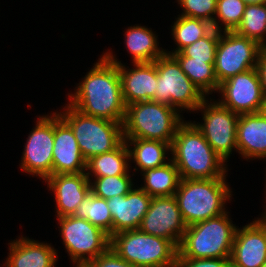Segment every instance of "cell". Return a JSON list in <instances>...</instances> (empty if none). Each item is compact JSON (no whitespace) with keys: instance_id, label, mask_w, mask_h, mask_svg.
Wrapping results in <instances>:
<instances>
[{"instance_id":"1","label":"cell","mask_w":266,"mask_h":267,"mask_svg":"<svg viewBox=\"0 0 266 267\" xmlns=\"http://www.w3.org/2000/svg\"><path fill=\"white\" fill-rule=\"evenodd\" d=\"M68 97L69 104L86 115L114 122L124 121L126 105L118 66L104 55L77 84L74 94H68Z\"/></svg>"},{"instance_id":"2","label":"cell","mask_w":266,"mask_h":267,"mask_svg":"<svg viewBox=\"0 0 266 267\" xmlns=\"http://www.w3.org/2000/svg\"><path fill=\"white\" fill-rule=\"evenodd\" d=\"M171 154L181 179H217L227 176L226 162L214 152L192 121H183L177 128Z\"/></svg>"},{"instance_id":"3","label":"cell","mask_w":266,"mask_h":267,"mask_svg":"<svg viewBox=\"0 0 266 267\" xmlns=\"http://www.w3.org/2000/svg\"><path fill=\"white\" fill-rule=\"evenodd\" d=\"M226 178L181 179L174 196L187 226L225 213V203L231 200Z\"/></svg>"},{"instance_id":"4","label":"cell","mask_w":266,"mask_h":267,"mask_svg":"<svg viewBox=\"0 0 266 267\" xmlns=\"http://www.w3.org/2000/svg\"><path fill=\"white\" fill-rule=\"evenodd\" d=\"M228 213L187 226L177 258H230L237 226Z\"/></svg>"},{"instance_id":"5","label":"cell","mask_w":266,"mask_h":267,"mask_svg":"<svg viewBox=\"0 0 266 267\" xmlns=\"http://www.w3.org/2000/svg\"><path fill=\"white\" fill-rule=\"evenodd\" d=\"M180 112L167 104L145 101L126 106L124 139L159 140L172 144L183 122Z\"/></svg>"},{"instance_id":"6","label":"cell","mask_w":266,"mask_h":267,"mask_svg":"<svg viewBox=\"0 0 266 267\" xmlns=\"http://www.w3.org/2000/svg\"><path fill=\"white\" fill-rule=\"evenodd\" d=\"M64 111L57 113L73 130L86 161L116 149L124 141L123 122L86 115L69 103L64 107Z\"/></svg>"},{"instance_id":"7","label":"cell","mask_w":266,"mask_h":267,"mask_svg":"<svg viewBox=\"0 0 266 267\" xmlns=\"http://www.w3.org/2000/svg\"><path fill=\"white\" fill-rule=\"evenodd\" d=\"M110 247L122 259L139 267H176L178 248L170 240L140 229L112 235Z\"/></svg>"},{"instance_id":"8","label":"cell","mask_w":266,"mask_h":267,"mask_svg":"<svg viewBox=\"0 0 266 267\" xmlns=\"http://www.w3.org/2000/svg\"><path fill=\"white\" fill-rule=\"evenodd\" d=\"M157 70L156 94L153 102L163 103L176 108L196 111L206 96L182 71L178 61L164 54L154 61Z\"/></svg>"},{"instance_id":"9","label":"cell","mask_w":266,"mask_h":267,"mask_svg":"<svg viewBox=\"0 0 266 267\" xmlns=\"http://www.w3.org/2000/svg\"><path fill=\"white\" fill-rule=\"evenodd\" d=\"M65 249L73 264H88L110 247V237L99 227L74 215L57 218Z\"/></svg>"},{"instance_id":"10","label":"cell","mask_w":266,"mask_h":267,"mask_svg":"<svg viewBox=\"0 0 266 267\" xmlns=\"http://www.w3.org/2000/svg\"><path fill=\"white\" fill-rule=\"evenodd\" d=\"M220 32L214 70L218 83L249 69L256 68L262 46L234 31Z\"/></svg>"},{"instance_id":"11","label":"cell","mask_w":266,"mask_h":267,"mask_svg":"<svg viewBox=\"0 0 266 267\" xmlns=\"http://www.w3.org/2000/svg\"><path fill=\"white\" fill-rule=\"evenodd\" d=\"M205 99L196 111H201L204 123L195 126L201 131L214 152L225 162L229 159L233 149H237V122L239 115L219 102Z\"/></svg>"},{"instance_id":"12","label":"cell","mask_w":266,"mask_h":267,"mask_svg":"<svg viewBox=\"0 0 266 267\" xmlns=\"http://www.w3.org/2000/svg\"><path fill=\"white\" fill-rule=\"evenodd\" d=\"M54 145V113L40 116L28 135L21 160V169L44 181L52 175Z\"/></svg>"},{"instance_id":"13","label":"cell","mask_w":266,"mask_h":267,"mask_svg":"<svg viewBox=\"0 0 266 267\" xmlns=\"http://www.w3.org/2000/svg\"><path fill=\"white\" fill-rule=\"evenodd\" d=\"M218 91V102L238 115L259 112L265 96L256 68L228 78Z\"/></svg>"},{"instance_id":"14","label":"cell","mask_w":266,"mask_h":267,"mask_svg":"<svg viewBox=\"0 0 266 267\" xmlns=\"http://www.w3.org/2000/svg\"><path fill=\"white\" fill-rule=\"evenodd\" d=\"M186 228L174 195L152 197L139 227L146 234L170 240L177 248Z\"/></svg>"},{"instance_id":"15","label":"cell","mask_w":266,"mask_h":267,"mask_svg":"<svg viewBox=\"0 0 266 267\" xmlns=\"http://www.w3.org/2000/svg\"><path fill=\"white\" fill-rule=\"evenodd\" d=\"M110 62L117 64L121 78L122 97L125 105L152 101L156 94L157 70L153 62L133 63L135 69H127L117 61L112 52L103 54Z\"/></svg>"},{"instance_id":"16","label":"cell","mask_w":266,"mask_h":267,"mask_svg":"<svg viewBox=\"0 0 266 267\" xmlns=\"http://www.w3.org/2000/svg\"><path fill=\"white\" fill-rule=\"evenodd\" d=\"M86 172L82 156L70 126L54 112V145L52 175Z\"/></svg>"},{"instance_id":"17","label":"cell","mask_w":266,"mask_h":267,"mask_svg":"<svg viewBox=\"0 0 266 267\" xmlns=\"http://www.w3.org/2000/svg\"><path fill=\"white\" fill-rule=\"evenodd\" d=\"M45 182L54 193L57 218L74 215L85 196L91 192V182L85 172L51 175Z\"/></svg>"},{"instance_id":"18","label":"cell","mask_w":266,"mask_h":267,"mask_svg":"<svg viewBox=\"0 0 266 267\" xmlns=\"http://www.w3.org/2000/svg\"><path fill=\"white\" fill-rule=\"evenodd\" d=\"M152 197L143 189H132L127 195L107 199L112 216V235L139 229L142 219L148 211Z\"/></svg>"},{"instance_id":"19","label":"cell","mask_w":266,"mask_h":267,"mask_svg":"<svg viewBox=\"0 0 266 267\" xmlns=\"http://www.w3.org/2000/svg\"><path fill=\"white\" fill-rule=\"evenodd\" d=\"M266 261V235L254 220L242 229L237 227L230 264L235 267H262Z\"/></svg>"},{"instance_id":"20","label":"cell","mask_w":266,"mask_h":267,"mask_svg":"<svg viewBox=\"0 0 266 267\" xmlns=\"http://www.w3.org/2000/svg\"><path fill=\"white\" fill-rule=\"evenodd\" d=\"M237 149L246 160L266 157V117L260 112L241 114L237 122Z\"/></svg>"},{"instance_id":"21","label":"cell","mask_w":266,"mask_h":267,"mask_svg":"<svg viewBox=\"0 0 266 267\" xmlns=\"http://www.w3.org/2000/svg\"><path fill=\"white\" fill-rule=\"evenodd\" d=\"M8 244L10 267H56L58 253L51 244L23 236Z\"/></svg>"},{"instance_id":"22","label":"cell","mask_w":266,"mask_h":267,"mask_svg":"<svg viewBox=\"0 0 266 267\" xmlns=\"http://www.w3.org/2000/svg\"><path fill=\"white\" fill-rule=\"evenodd\" d=\"M124 141L129 151V159L134 160L135 166L138 167L133 171L139 169L143 172L158 168L167 164L166 160H172L171 157H166L168 152H171V144L168 142L147 139H124Z\"/></svg>"},{"instance_id":"23","label":"cell","mask_w":266,"mask_h":267,"mask_svg":"<svg viewBox=\"0 0 266 267\" xmlns=\"http://www.w3.org/2000/svg\"><path fill=\"white\" fill-rule=\"evenodd\" d=\"M124 36L126 49L133 56L132 63L153 62L165 54L166 50L158 47V37L152 29L139 25L130 26Z\"/></svg>"},{"instance_id":"24","label":"cell","mask_w":266,"mask_h":267,"mask_svg":"<svg viewBox=\"0 0 266 267\" xmlns=\"http://www.w3.org/2000/svg\"><path fill=\"white\" fill-rule=\"evenodd\" d=\"M128 161V162H127ZM129 151L125 141L116 149L91 157L86 161V175L90 182L91 177L130 175L129 174ZM93 175H92V174ZM91 176V177H90Z\"/></svg>"},{"instance_id":"25","label":"cell","mask_w":266,"mask_h":267,"mask_svg":"<svg viewBox=\"0 0 266 267\" xmlns=\"http://www.w3.org/2000/svg\"><path fill=\"white\" fill-rule=\"evenodd\" d=\"M144 185L140 187L151 197L173 196L181 177L172 160L164 166L142 172Z\"/></svg>"},{"instance_id":"26","label":"cell","mask_w":266,"mask_h":267,"mask_svg":"<svg viewBox=\"0 0 266 267\" xmlns=\"http://www.w3.org/2000/svg\"><path fill=\"white\" fill-rule=\"evenodd\" d=\"M172 56L178 61L182 71L206 96L213 91L218 92L219 83L215 75L214 63L193 60L184 56L181 52L173 53Z\"/></svg>"},{"instance_id":"27","label":"cell","mask_w":266,"mask_h":267,"mask_svg":"<svg viewBox=\"0 0 266 267\" xmlns=\"http://www.w3.org/2000/svg\"><path fill=\"white\" fill-rule=\"evenodd\" d=\"M172 27V37L177 48L175 50L165 51L166 54L180 52L183 48L193 44L198 39L207 35L212 29V24L208 21L196 18L178 15Z\"/></svg>"},{"instance_id":"28","label":"cell","mask_w":266,"mask_h":267,"mask_svg":"<svg viewBox=\"0 0 266 267\" xmlns=\"http://www.w3.org/2000/svg\"><path fill=\"white\" fill-rule=\"evenodd\" d=\"M74 216L89 221L112 236V216L107 200L90 192L78 206Z\"/></svg>"},{"instance_id":"29","label":"cell","mask_w":266,"mask_h":267,"mask_svg":"<svg viewBox=\"0 0 266 267\" xmlns=\"http://www.w3.org/2000/svg\"><path fill=\"white\" fill-rule=\"evenodd\" d=\"M234 32L266 47V4L246 5L242 20Z\"/></svg>"},{"instance_id":"30","label":"cell","mask_w":266,"mask_h":267,"mask_svg":"<svg viewBox=\"0 0 266 267\" xmlns=\"http://www.w3.org/2000/svg\"><path fill=\"white\" fill-rule=\"evenodd\" d=\"M245 8L246 4L242 0H217L212 27L220 32L234 31L242 20ZM219 22H222L220 26Z\"/></svg>"},{"instance_id":"31","label":"cell","mask_w":266,"mask_h":267,"mask_svg":"<svg viewBox=\"0 0 266 267\" xmlns=\"http://www.w3.org/2000/svg\"><path fill=\"white\" fill-rule=\"evenodd\" d=\"M91 185V192L105 200L114 196L127 195L133 189V182L130 175L94 177Z\"/></svg>"},{"instance_id":"32","label":"cell","mask_w":266,"mask_h":267,"mask_svg":"<svg viewBox=\"0 0 266 267\" xmlns=\"http://www.w3.org/2000/svg\"><path fill=\"white\" fill-rule=\"evenodd\" d=\"M220 31L212 29L207 35L198 39L193 44L183 48L180 52L193 60L215 63L216 48Z\"/></svg>"},{"instance_id":"33","label":"cell","mask_w":266,"mask_h":267,"mask_svg":"<svg viewBox=\"0 0 266 267\" xmlns=\"http://www.w3.org/2000/svg\"><path fill=\"white\" fill-rule=\"evenodd\" d=\"M177 2L183 8L182 16L202 19L213 24L217 0H177Z\"/></svg>"},{"instance_id":"34","label":"cell","mask_w":266,"mask_h":267,"mask_svg":"<svg viewBox=\"0 0 266 267\" xmlns=\"http://www.w3.org/2000/svg\"><path fill=\"white\" fill-rule=\"evenodd\" d=\"M90 267H139L122 259L111 247L91 260Z\"/></svg>"},{"instance_id":"35","label":"cell","mask_w":266,"mask_h":267,"mask_svg":"<svg viewBox=\"0 0 266 267\" xmlns=\"http://www.w3.org/2000/svg\"><path fill=\"white\" fill-rule=\"evenodd\" d=\"M230 258H177L176 267H229Z\"/></svg>"},{"instance_id":"36","label":"cell","mask_w":266,"mask_h":267,"mask_svg":"<svg viewBox=\"0 0 266 267\" xmlns=\"http://www.w3.org/2000/svg\"><path fill=\"white\" fill-rule=\"evenodd\" d=\"M256 70L260 79L261 86L266 94V47H262L256 64Z\"/></svg>"},{"instance_id":"37","label":"cell","mask_w":266,"mask_h":267,"mask_svg":"<svg viewBox=\"0 0 266 267\" xmlns=\"http://www.w3.org/2000/svg\"><path fill=\"white\" fill-rule=\"evenodd\" d=\"M261 218H258V220L255 221L264 229L266 235V211H264V214Z\"/></svg>"},{"instance_id":"38","label":"cell","mask_w":266,"mask_h":267,"mask_svg":"<svg viewBox=\"0 0 266 267\" xmlns=\"http://www.w3.org/2000/svg\"><path fill=\"white\" fill-rule=\"evenodd\" d=\"M246 5L248 4H266V0H242Z\"/></svg>"},{"instance_id":"39","label":"cell","mask_w":266,"mask_h":267,"mask_svg":"<svg viewBox=\"0 0 266 267\" xmlns=\"http://www.w3.org/2000/svg\"><path fill=\"white\" fill-rule=\"evenodd\" d=\"M263 116L266 117V94L264 96V99L262 101V105H261V108H260V111H259Z\"/></svg>"},{"instance_id":"40","label":"cell","mask_w":266,"mask_h":267,"mask_svg":"<svg viewBox=\"0 0 266 267\" xmlns=\"http://www.w3.org/2000/svg\"><path fill=\"white\" fill-rule=\"evenodd\" d=\"M75 267H90L88 264H75Z\"/></svg>"},{"instance_id":"41","label":"cell","mask_w":266,"mask_h":267,"mask_svg":"<svg viewBox=\"0 0 266 267\" xmlns=\"http://www.w3.org/2000/svg\"><path fill=\"white\" fill-rule=\"evenodd\" d=\"M3 265L4 267H10V265L7 262H5Z\"/></svg>"},{"instance_id":"42","label":"cell","mask_w":266,"mask_h":267,"mask_svg":"<svg viewBox=\"0 0 266 267\" xmlns=\"http://www.w3.org/2000/svg\"><path fill=\"white\" fill-rule=\"evenodd\" d=\"M262 267H266V261L263 263Z\"/></svg>"}]
</instances>
